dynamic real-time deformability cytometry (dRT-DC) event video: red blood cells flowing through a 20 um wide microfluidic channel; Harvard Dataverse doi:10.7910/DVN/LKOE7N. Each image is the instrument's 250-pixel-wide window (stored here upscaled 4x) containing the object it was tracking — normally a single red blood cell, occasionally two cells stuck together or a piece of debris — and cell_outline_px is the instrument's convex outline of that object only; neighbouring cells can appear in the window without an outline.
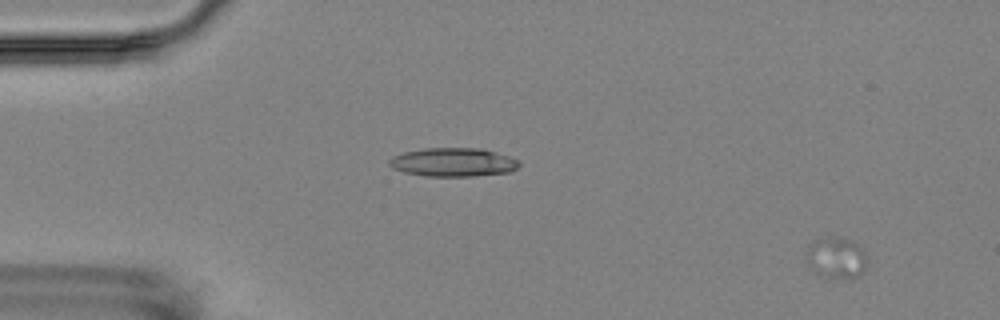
{"species": "Egyptian fruit bat (a non-hibernating species)", "species_latin": "Rousettus aegyptiacus", "temperature_condition": "room temperature", "stored_images_in_passage": 4, "camera_frame_rate_fps": 3000, "um_per_image_px": 0.085, "animal": {"sex": "female"}, "frame": {"image": 1, "passage_image": 1, "time_ms": 0.0, "image_size_px": [1000, 320], "cell_outline_px": [[864, 268], [860, 276], [852, 280], [820, 276], [808, 264], [804, 256], [808, 244], [812, 240], [832, 236], [840, 236], [864, 248]], "centroid_in_image_um": [71.03, 21.91], "position_along_channel_um": 14.0, "area_um2": 14.91}}